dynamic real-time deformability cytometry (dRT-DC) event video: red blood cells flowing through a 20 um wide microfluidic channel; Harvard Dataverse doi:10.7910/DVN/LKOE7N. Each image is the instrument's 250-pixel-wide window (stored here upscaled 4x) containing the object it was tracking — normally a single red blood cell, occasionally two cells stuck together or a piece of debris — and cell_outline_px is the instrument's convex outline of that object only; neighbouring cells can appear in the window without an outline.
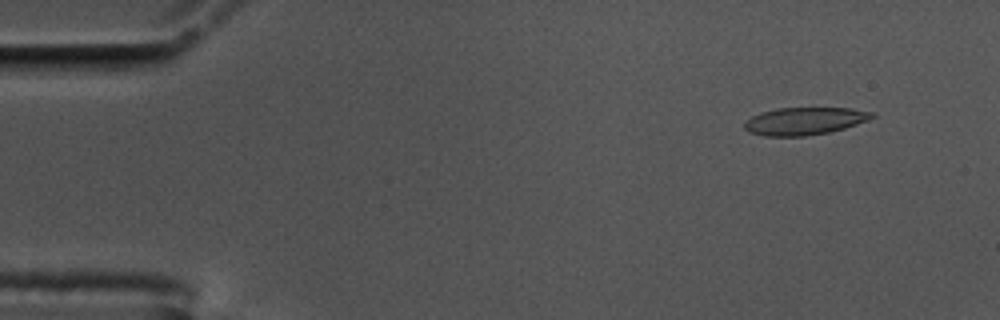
{"species": "common noctule bat (a hibernating species)", "species_latin": "Nyctalus noctula", "temperature_condition": "cold", "stored_images_in_passage": 56, "camera_frame_rate_fps": 3000, "um_per_image_px": 0.085, "animal": {"sex": "male", "body_mass_g": 17.5, "forearm_length_mm": 52.3}, "frame": {"image": 1, "passage_image": 5, "time_ms": 1.333, "image_size_px": [1000, 320], "cell_outline_px": [[876, 116], [868, 120], [844, 128], [828, 132], [804, 136], [764, 136], [748, 132], [744, 128], [744, 120], [760, 112], [776, 108], [848, 108], [872, 112]], "centroid_in_image_um": [68.33, 10.29], "position_along_channel_um": 16.7, "area_um2": 20.46}}
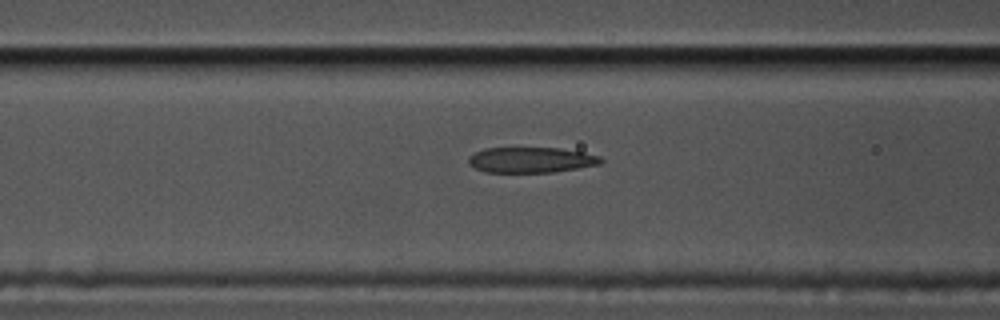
{"frame": {"image": 2, "passage_image": 22, "time_ms": 7.0, "image_size_px": [1000, 320], "cell_outline_px": [[604, 160], [600, 164], [552, 172], [484, 172], [468, 164], [468, 156], [484, 148], [560, 148], [584, 152], [600, 156]], "centroid_in_image_um": [45.13, 13.59], "position_along_channel_um": 121.5, "area_um2": 19.65}}
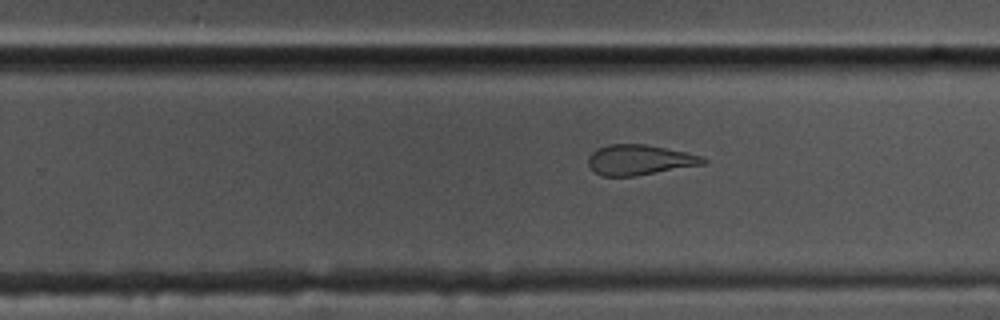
{"frame": {"image": 3, "passage_image": 35, "time_ms": 11.333, "image_size_px": [1000, 320], "cell_outline_px": [[708, 160], [704, 164], [636, 176], [600, 176], [588, 164], [588, 156], [596, 148], [608, 144], [644, 144], [704, 156]], "centroid_in_image_um": [54.34, 13.59], "position_along_channel_um": 275.5, "area_um2": 20.23}, "authors_computed_cell_mechanics": {"area_um2": 20.9814, "velocity_mm_per_s": 3.5593, "shape_relaxation_time_tau1_ms": null, "shape_relaxation_time_tau2_ms": 1.1477, "deformation_change_tau1": null, "deformation_change_tau2": 0.0953}}